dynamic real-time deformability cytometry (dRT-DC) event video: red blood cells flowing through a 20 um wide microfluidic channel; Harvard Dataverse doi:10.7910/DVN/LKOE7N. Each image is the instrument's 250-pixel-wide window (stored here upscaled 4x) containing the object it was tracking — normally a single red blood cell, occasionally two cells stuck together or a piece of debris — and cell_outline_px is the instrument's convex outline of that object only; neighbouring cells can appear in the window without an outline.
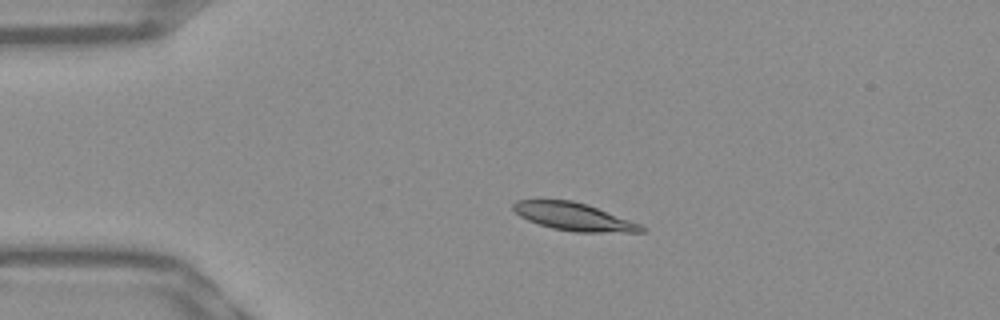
{"species": "Egyptian fruit bat (a non-hibernating species)", "species_latin": "Rousettus aegyptiacus", "temperature_condition": "warm", "stored_images_in_passage": 42, "camera_frame_rate_fps": 3000, "um_per_image_px": 0.085, "frame": {"image": 1, "passage_image": 1, "time_ms": 0.0, "image_size_px": [1000, 320], "cell_outline_px": [[648, 232], [572, 232], [552, 228], [528, 220], [520, 216], [512, 208], [512, 204], [516, 200], [572, 200], [588, 204], [640, 224], [648, 228]], "centroid_in_image_um": [48.81, 18.42], "position_along_channel_um": 36.2, "area_um2": 20.75}}
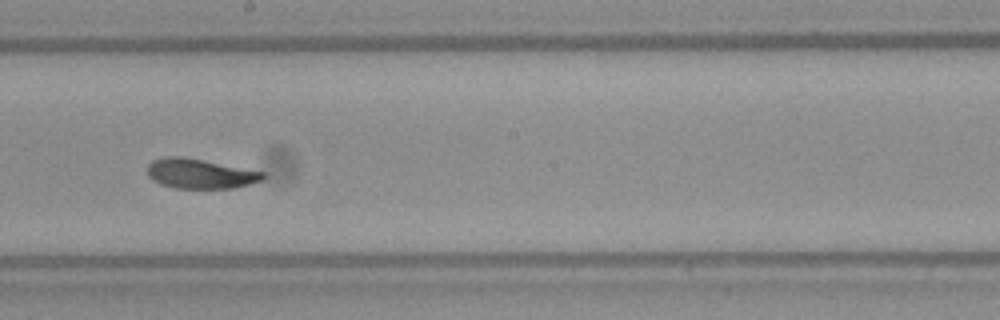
{"frame": {"image": 2, "passage_image": 19, "time_ms": 6.0, "image_size_px": [1000, 320], "cell_outline_px": [[264, 180], [232, 188], [176, 188], [160, 184], [152, 180], [148, 176], [148, 164], [152, 160], [164, 156], [180, 156], [264, 172]], "centroid_in_image_um": [16.96, 14.76], "position_along_channel_um": 231.2, "area_um2": 19.83}}
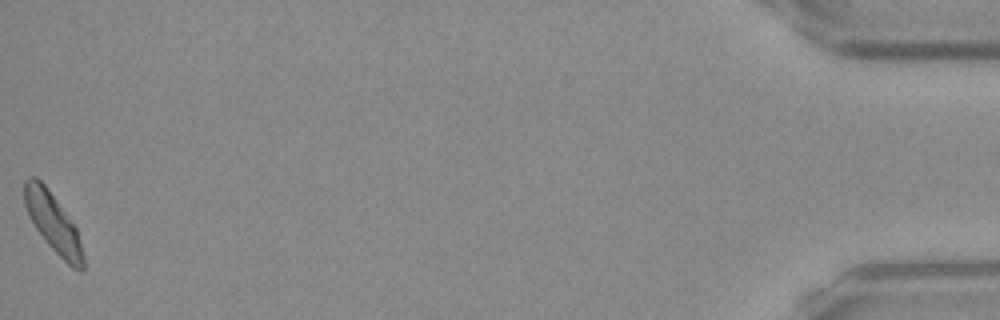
{"frame": {"image": 3, "passage_image": 42, "time_ms": 13.667, "image_size_px": [1000, 320], "cell_outline_px": [[84, 268], [80, 272], [72, 268], [48, 244], [36, 228], [24, 204], [24, 180], [28, 176], [36, 176], [44, 184], [76, 228], [84, 256]], "centroid_in_image_um": [4.51, 18.94], "position_along_channel_um": 430.7, "area_um2": 19.65}, "authors_computed_cell_mechanics": {"area_um2": 20.6346, "velocity_mm_per_s": 3.876, "shape_relaxation_time_tau1_ms": 2.3441, "shape_relaxation_time_tau2_ms": 1.446, "deformation_change_tau1": 0.1338, "deformation_change_tau2": 0.0682}}